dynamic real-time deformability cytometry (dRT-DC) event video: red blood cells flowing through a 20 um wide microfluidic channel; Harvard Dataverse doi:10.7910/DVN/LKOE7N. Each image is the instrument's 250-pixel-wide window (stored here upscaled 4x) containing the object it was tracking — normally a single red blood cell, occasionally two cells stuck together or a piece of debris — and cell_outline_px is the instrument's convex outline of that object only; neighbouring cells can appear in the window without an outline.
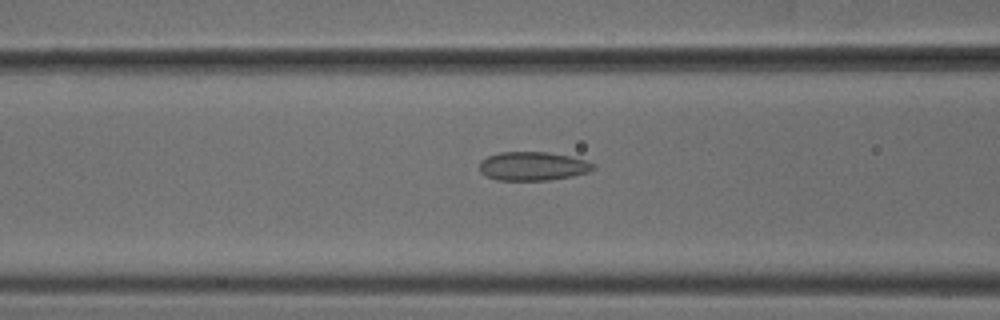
{"species": "common noctule bat (a hibernating species)", "species_latin": "Nyctalus noctula", "temperature_condition": "cold", "stored_images_in_passage": 48, "camera_frame_rate_fps": 3000, "um_per_image_px": 0.085, "animal": {"sex": "male", "body_mass_g": 18.8}, "frame": {"image": 1, "passage_image": 21, "time_ms": 6.667, "image_size_px": [1000, 320], "cell_outline_px": [[596, 168], [588, 172], [572, 176], [548, 180], [496, 180], [484, 176], [480, 172], [480, 160], [488, 156], [500, 152], [548, 152], [572, 156], [588, 160], [596, 164]], "centroid_in_image_um": [45.31, 14.12], "position_along_channel_um": 121.3, "area_um2": 19.36}}
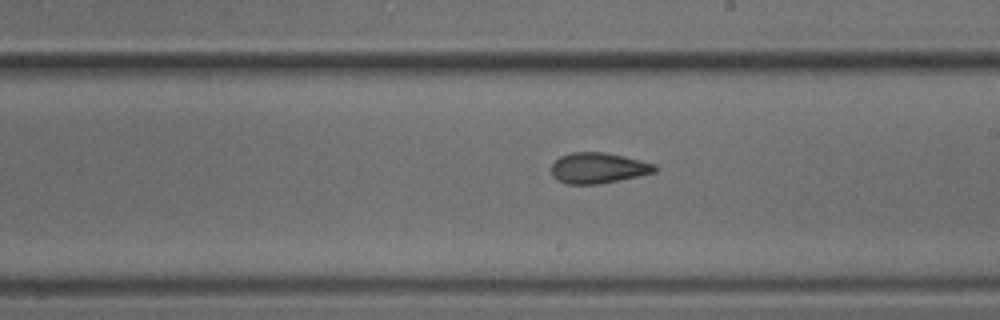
{"frame": {"image": 2, "passage_image": 30, "time_ms": 9.667, "image_size_px": [1000, 320], "cell_outline_px": [[660, 168], [656, 172], [640, 176], [596, 184], [568, 184], [556, 180], [552, 176], [552, 164], [560, 156], [572, 152], [604, 152], [624, 156], [656, 164]], "centroid_in_image_um": [50.87, 14.28], "position_along_channel_um": 238.1, "area_um2": 18.61}}
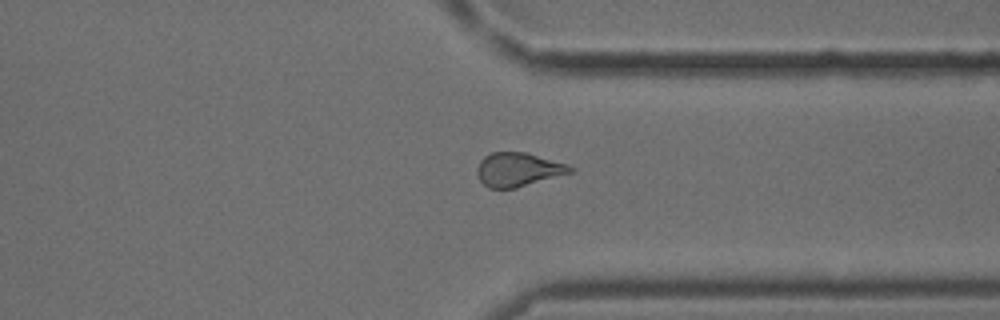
{"frame": {"image": 3, "passage_image": 40, "time_ms": 13.0, "image_size_px": [1000, 320], "cell_outline_px": [[572, 172], [516, 188], [488, 188], [480, 180], [476, 172], [476, 168], [480, 160], [484, 156], [492, 152], [524, 152], [568, 164], [572, 168]], "centroid_in_image_um": [44.0, 14.41], "position_along_channel_um": 367.4, "area_um2": 18.21}, "authors_computed_cell_mechanics": {"area_um2": 18.9584, "velocity_mm_per_s": 3.8871, "shape_relaxation_time_tau1_ms": null, "shape_relaxation_time_tau2_ms": 2.0597, "deformation_change_tau1": null, "deformation_change_tau2": 0.082}}